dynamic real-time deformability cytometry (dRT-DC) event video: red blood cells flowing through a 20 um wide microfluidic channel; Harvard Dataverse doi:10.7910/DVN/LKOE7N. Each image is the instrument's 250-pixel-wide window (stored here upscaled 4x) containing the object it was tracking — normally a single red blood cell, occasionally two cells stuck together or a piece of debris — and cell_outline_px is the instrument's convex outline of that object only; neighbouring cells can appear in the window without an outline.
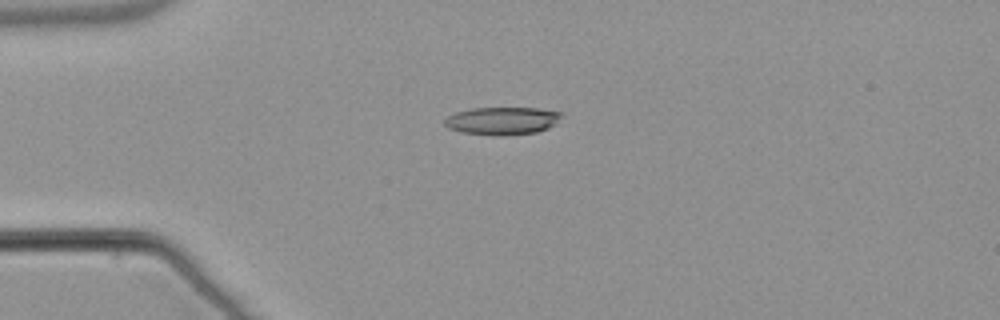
{"species": "common noctule bat (a hibernating species)", "species_latin": "Nyctalus noctula", "temperature_condition": "warm", "stored_images_in_passage": 41, "camera_frame_rate_fps": 3000, "um_per_image_px": 0.085, "animal": {"sex": "male", "body_mass_g": 21.5, "forearm_length_mm": 52.0}, "frame": {"image": 1, "passage_image": 1, "time_ms": 0.0, "image_size_px": [1000, 320], "cell_outline_px": [[564, 112], [556, 124], [548, 128], [536, 132], [460, 132], [448, 128], [444, 124], [444, 120], [448, 116], [456, 112], [472, 108], [536, 108]], "centroid_in_image_um": [42.72, 10.2], "position_along_channel_um": 42.3, "area_um2": 17.86}}
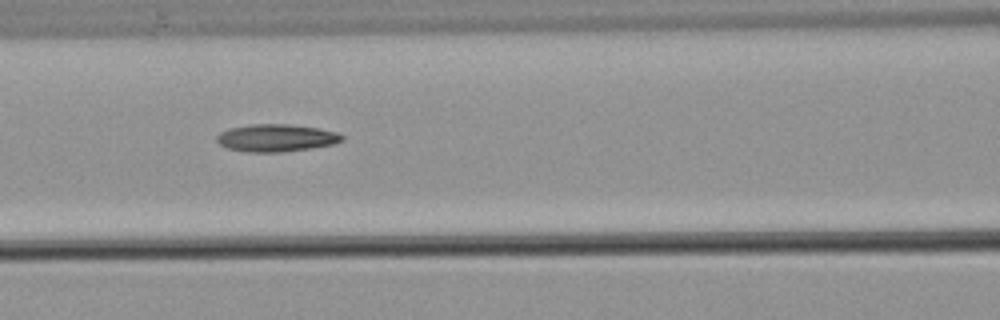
{"frame": {"image": 2, "passage_image": 11, "time_ms": 3.333, "image_size_px": [1000, 320], "cell_outline_px": [[344, 140], [332, 144], [308, 148], [280, 152], [248, 152], [228, 148], [220, 144], [216, 140], [216, 136], [220, 132], [228, 128], [252, 124], [288, 124], [316, 128], [336, 132], [344, 136]], "centroid_in_image_um": [23.44, 11.71], "position_along_channel_um": 143.2, "area_um2": 19.83}}
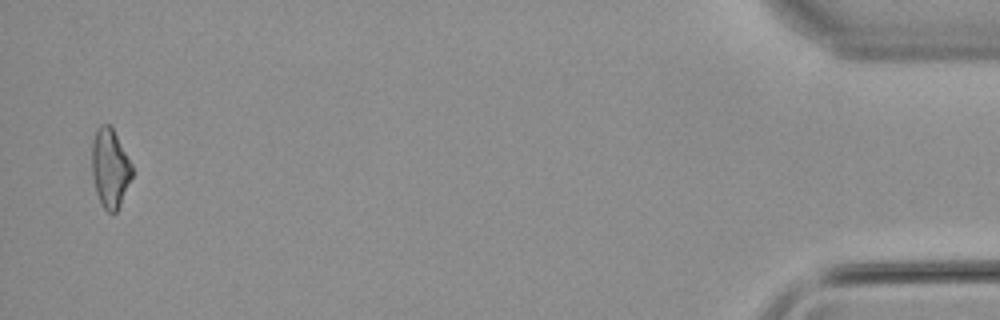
{"frame": {"image": 3, "passage_image": 40, "time_ms": 13.0, "image_size_px": [1000, 320], "cell_outline_px": [[132, 176], [120, 204], [116, 212], [108, 212], [104, 208], [96, 192], [92, 172], [92, 140], [96, 128], [100, 124], [108, 124], [112, 128], [132, 164]], "centroid_in_image_um": [9.34, 14.26], "position_along_channel_um": 425.9, "area_um2": 18.21}, "authors_computed_cell_mechanics": {"area_um2": 19.1318, "velocity_mm_per_s": 3.8333, "shape_relaxation_time_tau1_ms": null, "shape_relaxation_time_tau2_ms": 8.3702, "deformation_change_tau1": null, "deformation_change_tau2": 0.2371}}